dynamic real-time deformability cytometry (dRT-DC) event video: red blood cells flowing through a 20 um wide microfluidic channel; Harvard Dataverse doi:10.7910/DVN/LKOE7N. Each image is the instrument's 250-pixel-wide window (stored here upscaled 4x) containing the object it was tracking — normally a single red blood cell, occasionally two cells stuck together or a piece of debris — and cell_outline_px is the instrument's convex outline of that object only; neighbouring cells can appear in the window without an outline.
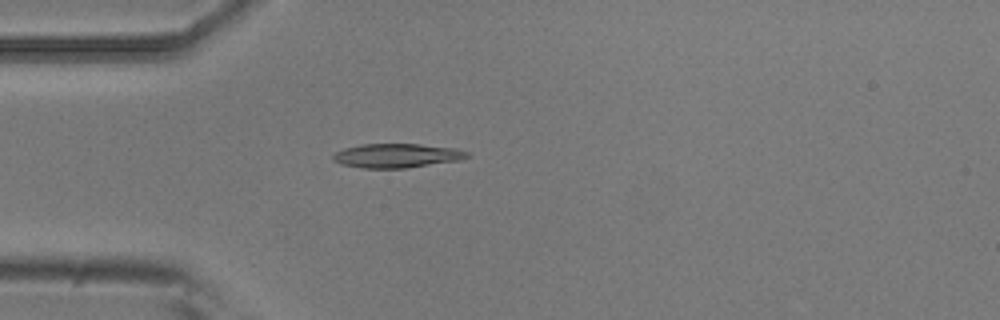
{"species": "common noctule bat (a hibernating species)", "species_latin": "Nyctalus noctula", "temperature_condition": "room temperature", "stored_images_in_passage": 3, "camera_frame_rate_fps": 3000, "um_per_image_px": 0.085, "animal": {"sex": "male", "body_mass_g": 20.5, "forearm_length_mm": 52.5}, "frame": {"image": 1, "passage_image": 3, "time_ms": 0.667, "image_size_px": [1000, 320], "cell_outline_px": [[472, 156], [460, 160], [408, 168], [360, 168], [340, 164], [332, 160], [332, 156], [336, 152], [344, 148], [364, 144], [420, 144], [456, 148], [468, 152]], "centroid_in_image_um": [33.75, 13.23], "position_along_channel_um": 51.3, "area_um2": 19.02}}